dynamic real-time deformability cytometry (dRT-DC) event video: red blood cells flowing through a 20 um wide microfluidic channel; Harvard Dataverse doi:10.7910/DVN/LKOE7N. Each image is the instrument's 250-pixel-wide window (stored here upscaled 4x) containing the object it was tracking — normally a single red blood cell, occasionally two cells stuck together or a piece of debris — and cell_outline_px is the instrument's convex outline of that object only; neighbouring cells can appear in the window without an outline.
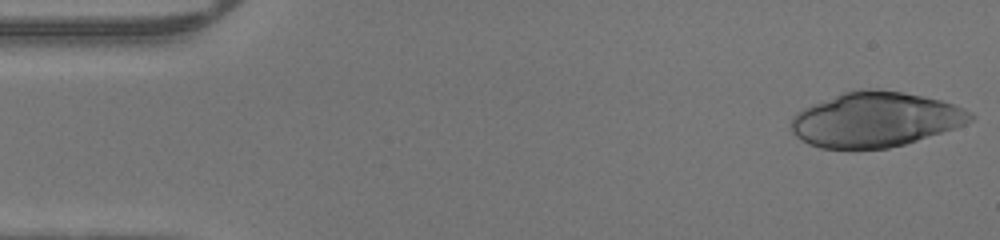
{"species": "human", "species_latin": "Homo sapiens", "temperature_condition": "warm", "stored_images_in_passage": 13, "camera_frame_rate_fps": 3000, "um_per_image_px": 0.085, "donor": {"sex": "male"}, "frame": {"image": 1, "passage_image": 1, "time_ms": 0.0, "image_size_px": [1000, 240], "cell_outline_px": [[976, 116], [972, 120], [964, 124], [904, 144], [888, 148], [820, 148], [808, 144], [800, 140], [792, 132], [792, 116], [804, 108], [812, 104], [844, 92], [860, 88], [868, 88], [904, 92], [924, 96], [940, 100], [964, 108], [972, 112]], "centroid_in_image_um": [74.39, 10.15], "position_along_channel_um": 10.6, "area_um2": 56.88}}
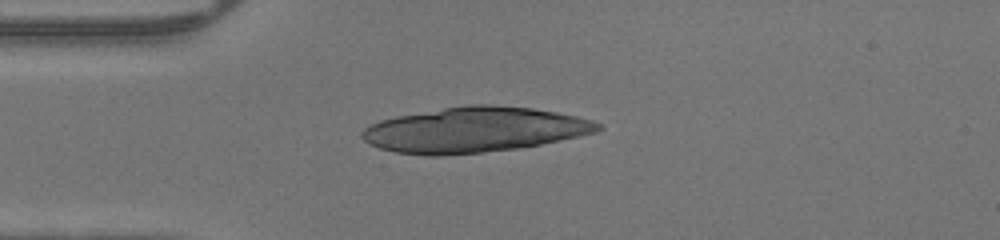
{"frame": {"image": 2, "passage_image": 11, "time_ms": 3.333, "image_size_px": [1000, 240], "cell_outline_px": [[604, 128], [596, 132], [540, 144], [516, 148], [484, 152], [440, 156], [428, 156], [396, 152], [380, 148], [368, 144], [360, 136], [360, 132], [364, 128], [380, 120], [396, 116], [464, 104], [488, 104], [532, 108], [556, 112], [576, 116], [592, 120], [604, 124]], "centroid_in_image_um": [40.29, 11.03], "position_along_channel_um": 44.7, "area_um2": 62.25}}